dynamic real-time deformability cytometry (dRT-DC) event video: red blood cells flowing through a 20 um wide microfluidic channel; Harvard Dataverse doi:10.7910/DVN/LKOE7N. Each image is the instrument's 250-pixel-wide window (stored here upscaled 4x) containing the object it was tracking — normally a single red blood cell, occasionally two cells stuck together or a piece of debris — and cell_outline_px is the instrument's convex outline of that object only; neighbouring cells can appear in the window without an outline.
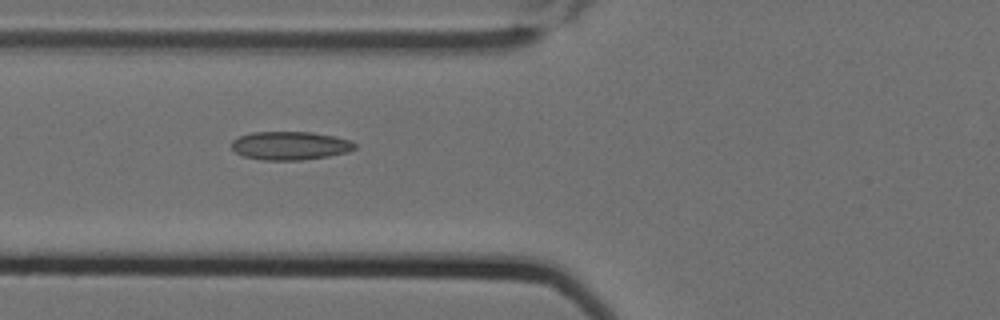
{"species": "Egyptian fruit bat (a non-hibernating species)", "species_latin": "Rousettus aegyptiacus", "temperature_condition": "cold", "stored_images_in_passage": 3, "camera_frame_rate_fps": 3000, "um_per_image_px": 0.085, "animal": {"sex": "female"}, "frame": {"image": 1, "passage_image": 2, "time_ms": 0.333, "image_size_px": [1000, 320], "cell_outline_px": [[356, 148], [348, 152], [328, 156], [300, 160], [260, 160], [244, 156], [236, 152], [232, 148], [232, 140], [240, 136], [252, 132], [312, 132], [336, 136], [352, 140], [356, 144]], "centroid_in_image_um": [24.69, 12.37], "position_along_channel_um": 101.1, "area_um2": 20.52}}
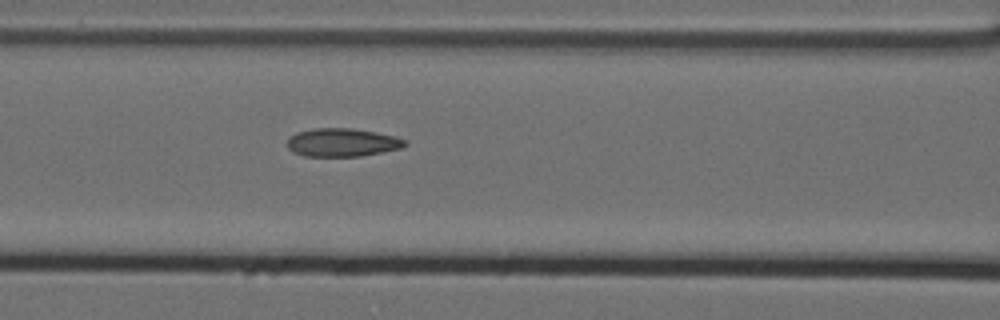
{"frame": {"image": 2, "passage_image": 3, "time_ms": 0.667, "image_size_px": [1000, 320], "cell_outline_px": [[408, 144], [404, 148], [384, 152], [360, 156], [304, 156], [292, 152], [288, 148], [288, 136], [296, 132], [316, 128], [352, 128], [376, 132], [396, 136], [408, 140]], "centroid_in_image_um": [29.13, 12.11], "position_along_channel_um": 137.5, "area_um2": 19.71}}